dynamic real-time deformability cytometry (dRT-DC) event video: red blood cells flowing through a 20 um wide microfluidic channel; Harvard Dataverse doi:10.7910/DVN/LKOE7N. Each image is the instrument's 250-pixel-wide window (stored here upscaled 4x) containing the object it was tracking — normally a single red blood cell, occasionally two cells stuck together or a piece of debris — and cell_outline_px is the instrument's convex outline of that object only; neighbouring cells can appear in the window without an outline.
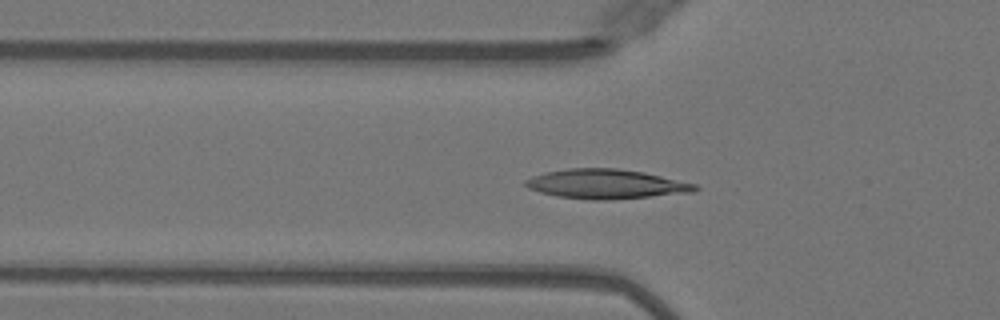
{"species": "Egyptian fruit bat (a non-hibernating species)", "species_latin": "Rousettus aegyptiacus", "temperature_condition": "warm", "stored_images_in_passage": 40, "camera_frame_rate_fps": 3000, "um_per_image_px": 0.085, "animal": {"sex": "female"}, "frame": {"image": 1, "passage_image": 12, "time_ms": 3.667, "image_size_px": [1000, 320], "cell_outline_px": [[700, 188], [692, 192], [604, 200], [592, 200], [556, 196], [540, 192], [528, 188], [524, 184], [524, 180], [532, 176], [544, 172], [568, 168], [616, 168], [644, 172], [696, 184]], "centroid_in_image_um": [51.46, 15.63], "position_along_channel_um": 74.3, "area_um2": 28.96}}
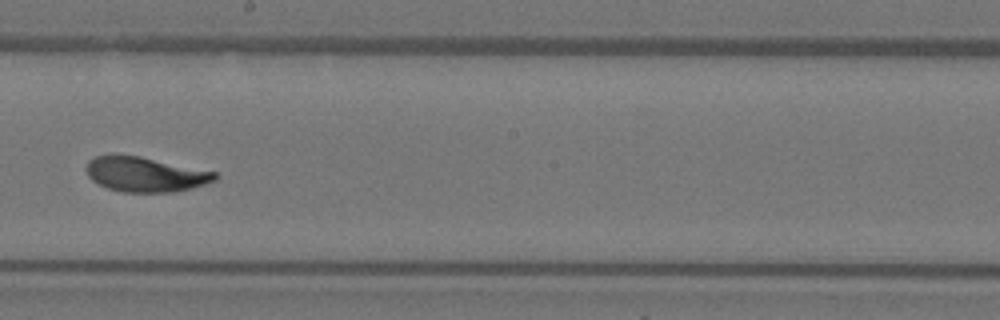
{"frame": {"image": 2, "passage_image": 24, "time_ms": 7.667, "image_size_px": [1000, 320], "cell_outline_px": [[220, 176], [216, 180], [204, 184], [172, 192], [124, 192], [108, 188], [92, 180], [88, 176], [84, 168], [88, 160], [96, 156], [140, 156], [216, 172]], "centroid_in_image_um": [12.34, 14.82], "position_along_channel_um": 235.9, "area_um2": 25.78}}
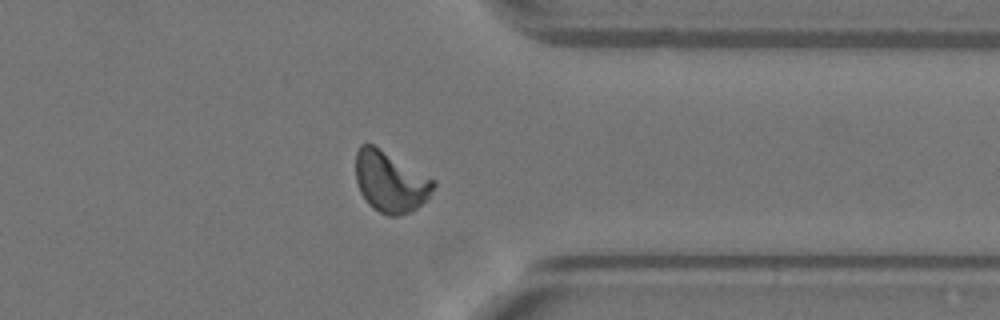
{"frame": {"image": 3, "passage_image": 35, "time_ms": 11.333, "image_size_px": [1000, 320], "cell_outline_px": [[436, 184], [428, 196], [416, 208], [408, 212], [396, 216], [388, 216], [372, 208], [368, 204], [360, 192], [356, 180], [356, 152], [360, 144], [372, 144], [436, 180]], "centroid_in_image_um": [33.15, 15.45], "position_along_channel_um": 378.2, "area_um2": 27.28}, "authors_computed_cell_mechanics": {"area_um2": 26.588, "velocity_mm_per_s": 4.0211, "shape_relaxation_time_tau1_ms": 3.9078, "shape_relaxation_time_tau2_ms": 1.0382, "deformation_change_tau1": 0.1766, "deformation_change_tau2": 0.0526}}